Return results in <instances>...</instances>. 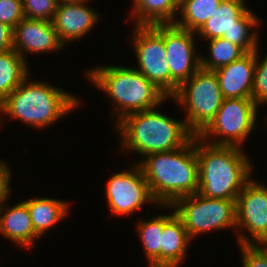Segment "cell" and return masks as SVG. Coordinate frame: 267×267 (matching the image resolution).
Returning <instances> with one entry per match:
<instances>
[{"label":"cell","mask_w":267,"mask_h":267,"mask_svg":"<svg viewBox=\"0 0 267 267\" xmlns=\"http://www.w3.org/2000/svg\"><path fill=\"white\" fill-rule=\"evenodd\" d=\"M243 228L251 236L243 234ZM236 229L238 244L267 242V185L250 179L241 190L236 199Z\"/></svg>","instance_id":"11"},{"label":"cell","mask_w":267,"mask_h":267,"mask_svg":"<svg viewBox=\"0 0 267 267\" xmlns=\"http://www.w3.org/2000/svg\"><path fill=\"white\" fill-rule=\"evenodd\" d=\"M87 2L57 4L52 23L65 46L88 34L98 22L99 13L90 9Z\"/></svg>","instance_id":"15"},{"label":"cell","mask_w":267,"mask_h":267,"mask_svg":"<svg viewBox=\"0 0 267 267\" xmlns=\"http://www.w3.org/2000/svg\"><path fill=\"white\" fill-rule=\"evenodd\" d=\"M174 1L179 6L184 0H174Z\"/></svg>","instance_id":"32"},{"label":"cell","mask_w":267,"mask_h":267,"mask_svg":"<svg viewBox=\"0 0 267 267\" xmlns=\"http://www.w3.org/2000/svg\"><path fill=\"white\" fill-rule=\"evenodd\" d=\"M244 1L222 0L218 9L196 32V35H200V38L205 40L222 37L237 44L246 53L259 49L258 32L251 29L257 28L261 21L252 10L246 7Z\"/></svg>","instance_id":"7"},{"label":"cell","mask_w":267,"mask_h":267,"mask_svg":"<svg viewBox=\"0 0 267 267\" xmlns=\"http://www.w3.org/2000/svg\"><path fill=\"white\" fill-rule=\"evenodd\" d=\"M27 66L13 49L0 53V103L29 75Z\"/></svg>","instance_id":"21"},{"label":"cell","mask_w":267,"mask_h":267,"mask_svg":"<svg viewBox=\"0 0 267 267\" xmlns=\"http://www.w3.org/2000/svg\"><path fill=\"white\" fill-rule=\"evenodd\" d=\"M137 164L158 205H171L198 192L196 136L181 148L148 154Z\"/></svg>","instance_id":"1"},{"label":"cell","mask_w":267,"mask_h":267,"mask_svg":"<svg viewBox=\"0 0 267 267\" xmlns=\"http://www.w3.org/2000/svg\"><path fill=\"white\" fill-rule=\"evenodd\" d=\"M168 214H164L161 267H177L185 259L191 238L175 212Z\"/></svg>","instance_id":"18"},{"label":"cell","mask_w":267,"mask_h":267,"mask_svg":"<svg viewBox=\"0 0 267 267\" xmlns=\"http://www.w3.org/2000/svg\"><path fill=\"white\" fill-rule=\"evenodd\" d=\"M162 207L174 210L191 240L210 230L236 228V200L210 198L196 192Z\"/></svg>","instance_id":"8"},{"label":"cell","mask_w":267,"mask_h":267,"mask_svg":"<svg viewBox=\"0 0 267 267\" xmlns=\"http://www.w3.org/2000/svg\"><path fill=\"white\" fill-rule=\"evenodd\" d=\"M222 0H184L178 6L181 20H175L174 24L191 32H197L203 24L218 9Z\"/></svg>","instance_id":"22"},{"label":"cell","mask_w":267,"mask_h":267,"mask_svg":"<svg viewBox=\"0 0 267 267\" xmlns=\"http://www.w3.org/2000/svg\"><path fill=\"white\" fill-rule=\"evenodd\" d=\"M65 45L61 42L50 21L42 19H22L13 28L12 49L27 62L26 54H40L59 51Z\"/></svg>","instance_id":"14"},{"label":"cell","mask_w":267,"mask_h":267,"mask_svg":"<svg viewBox=\"0 0 267 267\" xmlns=\"http://www.w3.org/2000/svg\"><path fill=\"white\" fill-rule=\"evenodd\" d=\"M137 232L149 261V267H161V240L164 229V214H157L152 220L141 221L137 225Z\"/></svg>","instance_id":"23"},{"label":"cell","mask_w":267,"mask_h":267,"mask_svg":"<svg viewBox=\"0 0 267 267\" xmlns=\"http://www.w3.org/2000/svg\"><path fill=\"white\" fill-rule=\"evenodd\" d=\"M258 51L257 49L252 100L259 107L261 104H267V56H264L262 61L259 60Z\"/></svg>","instance_id":"25"},{"label":"cell","mask_w":267,"mask_h":267,"mask_svg":"<svg viewBox=\"0 0 267 267\" xmlns=\"http://www.w3.org/2000/svg\"><path fill=\"white\" fill-rule=\"evenodd\" d=\"M0 160V202L4 199H8L11 193L10 180L11 170L9 165Z\"/></svg>","instance_id":"29"},{"label":"cell","mask_w":267,"mask_h":267,"mask_svg":"<svg viewBox=\"0 0 267 267\" xmlns=\"http://www.w3.org/2000/svg\"><path fill=\"white\" fill-rule=\"evenodd\" d=\"M106 199L111 213L115 216L131 215L142 210V206L148 202L158 205L137 162L131 170L117 172L111 176L106 186Z\"/></svg>","instance_id":"13"},{"label":"cell","mask_w":267,"mask_h":267,"mask_svg":"<svg viewBox=\"0 0 267 267\" xmlns=\"http://www.w3.org/2000/svg\"><path fill=\"white\" fill-rule=\"evenodd\" d=\"M5 201L6 199L0 202V233L18 246L29 249L33 246L35 238L40 236L35 232L27 204L22 201L5 210Z\"/></svg>","instance_id":"17"},{"label":"cell","mask_w":267,"mask_h":267,"mask_svg":"<svg viewBox=\"0 0 267 267\" xmlns=\"http://www.w3.org/2000/svg\"><path fill=\"white\" fill-rule=\"evenodd\" d=\"M24 202L27 204L35 232L40 238L69 212V203L60 199L38 197Z\"/></svg>","instance_id":"19"},{"label":"cell","mask_w":267,"mask_h":267,"mask_svg":"<svg viewBox=\"0 0 267 267\" xmlns=\"http://www.w3.org/2000/svg\"><path fill=\"white\" fill-rule=\"evenodd\" d=\"M196 157L202 196L236 200L252 179L253 165L240 147L212 145L196 136Z\"/></svg>","instance_id":"2"},{"label":"cell","mask_w":267,"mask_h":267,"mask_svg":"<svg viewBox=\"0 0 267 267\" xmlns=\"http://www.w3.org/2000/svg\"><path fill=\"white\" fill-rule=\"evenodd\" d=\"M89 0H56L57 4H65V3H79V2H86Z\"/></svg>","instance_id":"31"},{"label":"cell","mask_w":267,"mask_h":267,"mask_svg":"<svg viewBox=\"0 0 267 267\" xmlns=\"http://www.w3.org/2000/svg\"><path fill=\"white\" fill-rule=\"evenodd\" d=\"M77 98L47 82L31 81L27 76L0 103V116L4 113L31 127L42 129L75 109L80 103Z\"/></svg>","instance_id":"4"},{"label":"cell","mask_w":267,"mask_h":267,"mask_svg":"<svg viewBox=\"0 0 267 267\" xmlns=\"http://www.w3.org/2000/svg\"><path fill=\"white\" fill-rule=\"evenodd\" d=\"M22 0H0V22L12 29L24 19Z\"/></svg>","instance_id":"28"},{"label":"cell","mask_w":267,"mask_h":267,"mask_svg":"<svg viewBox=\"0 0 267 267\" xmlns=\"http://www.w3.org/2000/svg\"><path fill=\"white\" fill-rule=\"evenodd\" d=\"M13 29L0 22V53L12 49Z\"/></svg>","instance_id":"30"},{"label":"cell","mask_w":267,"mask_h":267,"mask_svg":"<svg viewBox=\"0 0 267 267\" xmlns=\"http://www.w3.org/2000/svg\"><path fill=\"white\" fill-rule=\"evenodd\" d=\"M242 267H267V246L261 244H240Z\"/></svg>","instance_id":"27"},{"label":"cell","mask_w":267,"mask_h":267,"mask_svg":"<svg viewBox=\"0 0 267 267\" xmlns=\"http://www.w3.org/2000/svg\"><path fill=\"white\" fill-rule=\"evenodd\" d=\"M115 127L120 148L140 156L181 148L195 136L184 120L177 121L155 108L129 114Z\"/></svg>","instance_id":"3"},{"label":"cell","mask_w":267,"mask_h":267,"mask_svg":"<svg viewBox=\"0 0 267 267\" xmlns=\"http://www.w3.org/2000/svg\"><path fill=\"white\" fill-rule=\"evenodd\" d=\"M257 109L258 106L252 98H224L215 118L198 137L212 145L242 148V142L258 126Z\"/></svg>","instance_id":"9"},{"label":"cell","mask_w":267,"mask_h":267,"mask_svg":"<svg viewBox=\"0 0 267 267\" xmlns=\"http://www.w3.org/2000/svg\"><path fill=\"white\" fill-rule=\"evenodd\" d=\"M255 65L256 51H253L214 71L223 98H252Z\"/></svg>","instance_id":"16"},{"label":"cell","mask_w":267,"mask_h":267,"mask_svg":"<svg viewBox=\"0 0 267 267\" xmlns=\"http://www.w3.org/2000/svg\"><path fill=\"white\" fill-rule=\"evenodd\" d=\"M172 99L185 109V124L198 136L215 118L224 98L215 72L199 68Z\"/></svg>","instance_id":"6"},{"label":"cell","mask_w":267,"mask_h":267,"mask_svg":"<svg viewBox=\"0 0 267 267\" xmlns=\"http://www.w3.org/2000/svg\"><path fill=\"white\" fill-rule=\"evenodd\" d=\"M131 43L138 72L170 99V70L164 44V24L136 26Z\"/></svg>","instance_id":"10"},{"label":"cell","mask_w":267,"mask_h":267,"mask_svg":"<svg viewBox=\"0 0 267 267\" xmlns=\"http://www.w3.org/2000/svg\"><path fill=\"white\" fill-rule=\"evenodd\" d=\"M209 57L200 56V68L215 71L216 69L228 65L240 59L246 52L237 44L231 43L222 37L210 39Z\"/></svg>","instance_id":"24"},{"label":"cell","mask_w":267,"mask_h":267,"mask_svg":"<svg viewBox=\"0 0 267 267\" xmlns=\"http://www.w3.org/2000/svg\"><path fill=\"white\" fill-rule=\"evenodd\" d=\"M86 75V79L112 99L117 123L129 114L159 107L168 99L136 68L106 65L95 67Z\"/></svg>","instance_id":"5"},{"label":"cell","mask_w":267,"mask_h":267,"mask_svg":"<svg viewBox=\"0 0 267 267\" xmlns=\"http://www.w3.org/2000/svg\"><path fill=\"white\" fill-rule=\"evenodd\" d=\"M195 32L174 23L164 24V44L170 70V98L199 68L200 56L196 52Z\"/></svg>","instance_id":"12"},{"label":"cell","mask_w":267,"mask_h":267,"mask_svg":"<svg viewBox=\"0 0 267 267\" xmlns=\"http://www.w3.org/2000/svg\"><path fill=\"white\" fill-rule=\"evenodd\" d=\"M25 18L42 19L52 22L57 3L56 0H22Z\"/></svg>","instance_id":"26"},{"label":"cell","mask_w":267,"mask_h":267,"mask_svg":"<svg viewBox=\"0 0 267 267\" xmlns=\"http://www.w3.org/2000/svg\"><path fill=\"white\" fill-rule=\"evenodd\" d=\"M132 9L129 18L136 20L135 26L171 24L179 15L174 0H133Z\"/></svg>","instance_id":"20"}]
</instances>
